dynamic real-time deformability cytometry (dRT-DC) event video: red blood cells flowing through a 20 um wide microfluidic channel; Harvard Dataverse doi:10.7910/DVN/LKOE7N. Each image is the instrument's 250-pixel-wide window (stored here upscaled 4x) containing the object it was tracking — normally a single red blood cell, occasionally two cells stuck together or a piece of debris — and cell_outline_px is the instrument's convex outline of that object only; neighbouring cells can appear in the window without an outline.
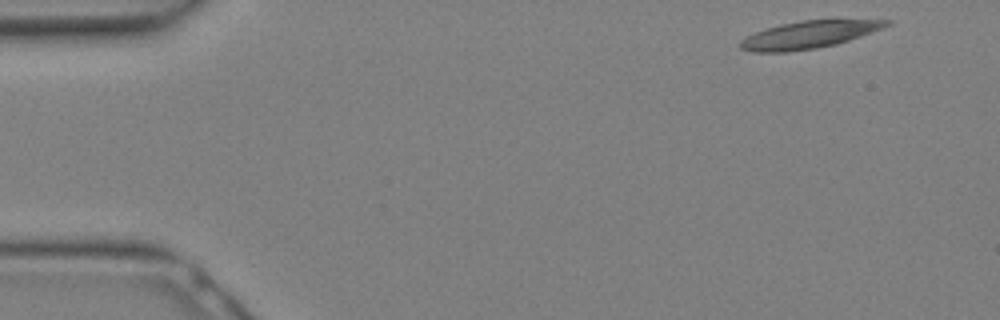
{"species": "Egyptian fruit bat (a non-hibernating species)", "species_latin": "Rousettus aegyptiacus", "temperature_condition": "warm", "stored_images_in_passage": 13, "camera_frame_rate_fps": 3000, "um_per_image_px": 0.085, "animal": {"sex": "female"}, "frame": {"image": 1, "passage_image": 1, "time_ms": 0.0, "image_size_px": [1000, 320], "cell_outline_px": [[892, 24], [884, 28], [836, 44], [816, 48], [784, 52], [752, 52], [740, 48], [740, 40], [764, 28], [780, 24], [800, 20], [836, 16], [892, 20]], "centroid_in_image_um": [68.9, 2.87], "position_along_channel_um": 16.1, "area_um2": 24.51}}
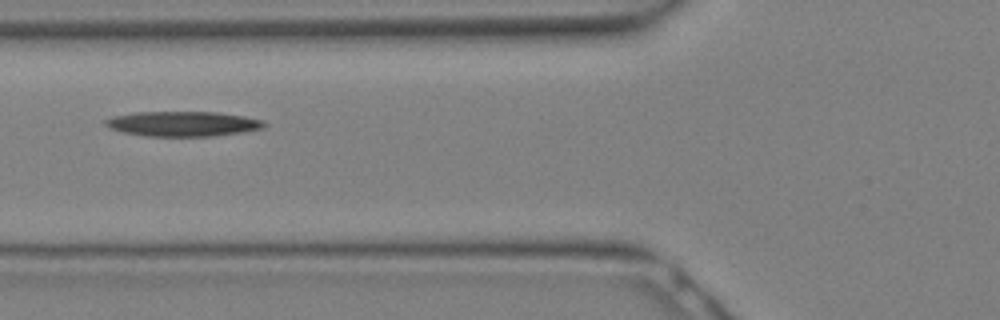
{"frame": {"image": 2, "passage_image": 10, "time_ms": 3.0, "image_size_px": [1000, 320], "cell_outline_px": [[268, 124], [264, 128], [244, 132], [212, 136], [144, 136], [124, 132], [108, 128], [104, 124], [104, 120], [112, 116], [136, 112], [216, 112], [244, 116], [264, 120]], "centroid_in_image_um": [15.56, 10.52], "position_along_channel_um": 110.2, "area_um2": 23.29}}
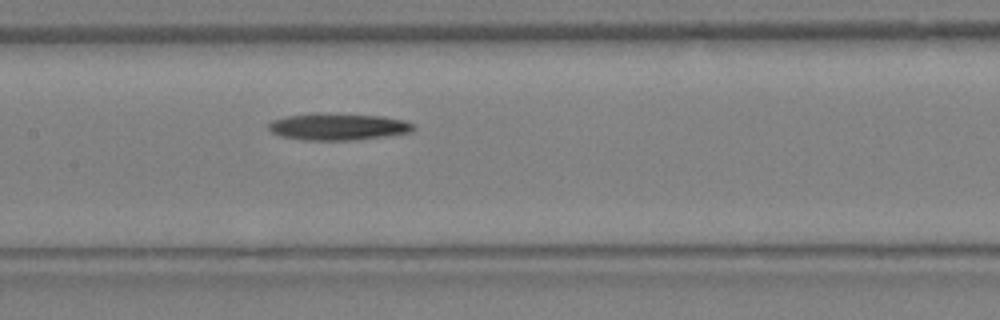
{"frame": {"image": 3, "passage_image": 13, "time_ms": 4.0, "image_size_px": [1000, 320], "cell_outline_px": [[416, 128], [412, 132], [384, 136], [352, 140], [304, 140], [280, 136], [272, 132], [268, 128], [268, 124], [272, 120], [284, 116], [384, 116], [404, 120], [416, 124]], "centroid_in_image_um": [28.79, 10.82], "position_along_channel_um": 178.6, "area_um2": 21.56}}